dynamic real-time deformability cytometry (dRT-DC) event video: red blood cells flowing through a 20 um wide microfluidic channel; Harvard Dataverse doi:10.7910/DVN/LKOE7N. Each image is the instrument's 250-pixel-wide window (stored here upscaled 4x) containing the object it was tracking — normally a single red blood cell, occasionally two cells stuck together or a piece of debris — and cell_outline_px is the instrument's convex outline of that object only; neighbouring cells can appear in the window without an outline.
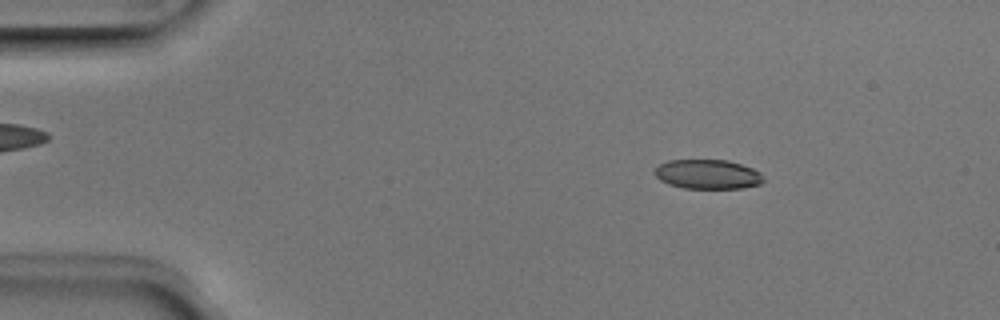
{"species": "Egyptian fruit bat (a non-hibernating species)", "species_latin": "Rousettus aegyptiacus", "temperature_condition": "room temperature", "stored_images_in_passage": 48, "camera_frame_rate_fps": 3000, "um_per_image_px": 0.085, "animal": {"sex": "male"}, "frame": {"image": 1, "passage_image": 7, "time_ms": 2.0, "image_size_px": [1000, 320], "cell_outline_px": [[764, 180], [760, 184], [740, 188], [684, 188], [668, 184], [660, 180], [656, 176], [656, 168], [660, 164], [668, 160], [728, 160], [752, 168], [760, 172]], "centroid_in_image_um": [60.16, 14.81], "position_along_channel_um": 24.8, "area_um2": 18.5}}
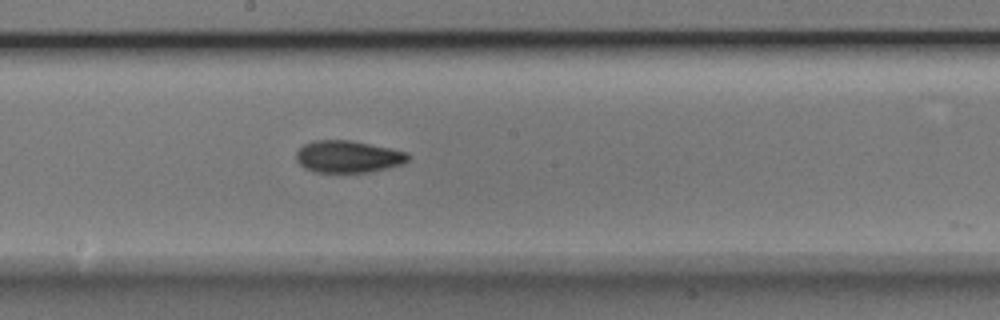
{"frame": {"image": 2, "passage_image": 27, "time_ms": 8.667, "image_size_px": [1000, 320], "cell_outline_px": [[412, 156], [404, 164], [388, 168], [368, 172], [316, 172], [304, 168], [296, 160], [296, 152], [304, 144], [312, 140], [352, 140], [392, 148], [408, 152]], "centroid_in_image_um": [29.62, 13.3], "position_along_channel_um": 218.6, "area_um2": 21.21}}
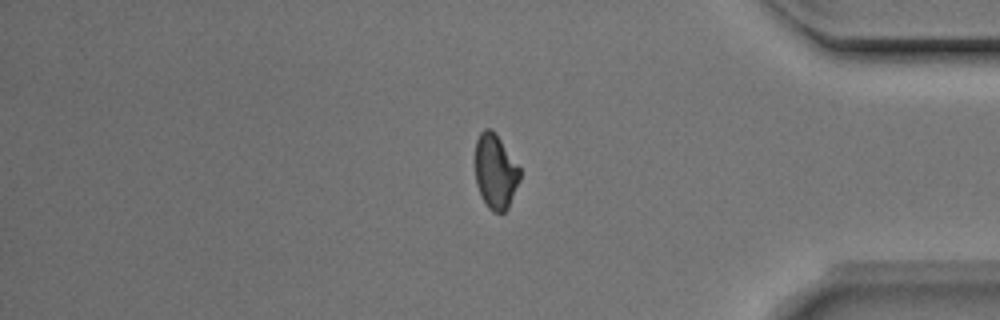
{"frame": {"image": 3, "passage_image": 42, "time_ms": 13.667, "image_size_px": [1000, 320], "cell_outline_px": [[520, 180], [508, 208], [504, 212], [492, 212], [488, 208], [480, 196], [476, 184], [476, 140], [480, 132], [484, 128], [492, 128], [496, 132], [520, 168]], "centroid_in_image_um": [42.11, 14.57], "position_along_channel_um": 393.1, "area_um2": 19.65}, "authors_computed_cell_mechanics": {"area_um2": 20.1433, "velocity_mm_per_s": 3.9687, "shape_relaxation_time_tau1_ms": 4.0591, "shape_relaxation_time_tau2_ms": 2.6379, "deformation_change_tau1": 0.1203, "deformation_change_tau2": 0.0733}}